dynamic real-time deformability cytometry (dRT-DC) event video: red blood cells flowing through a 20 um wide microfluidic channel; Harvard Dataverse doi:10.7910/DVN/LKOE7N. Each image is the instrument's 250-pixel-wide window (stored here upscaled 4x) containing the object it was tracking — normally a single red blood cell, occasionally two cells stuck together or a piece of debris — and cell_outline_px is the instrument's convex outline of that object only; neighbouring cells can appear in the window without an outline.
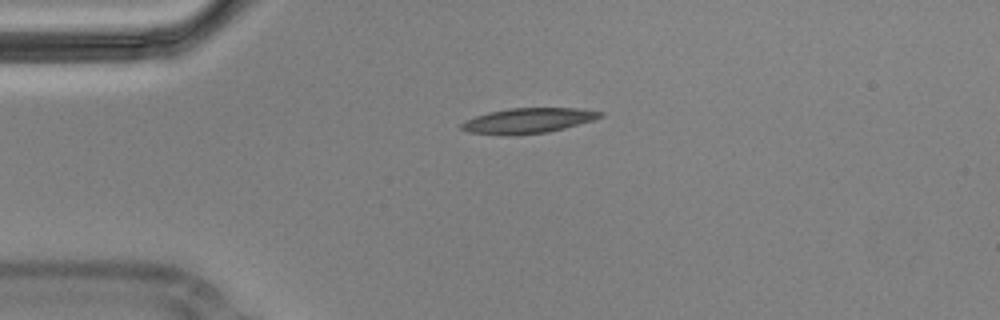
{"species": "Egyptian fruit bat (a non-hibernating species)", "species_latin": "Rousettus aegyptiacus", "temperature_condition": "cold", "stored_images_in_passage": 3, "camera_frame_rate_fps": 3000, "um_per_image_px": 0.085, "animal": {"sex": "male"}, "frame": {"image": 1, "passage_image": 1, "time_ms": 0.0, "image_size_px": [1000, 320], "cell_outline_px": [[604, 116], [592, 120], [564, 128], [548, 132], [508, 136], [504, 136], [468, 132], [460, 128], [460, 124], [476, 116], [488, 112], [508, 108], [576, 108], [604, 112]], "centroid_in_image_um": [44.87, 10.26], "position_along_channel_um": 40.1, "area_um2": 20.4}}